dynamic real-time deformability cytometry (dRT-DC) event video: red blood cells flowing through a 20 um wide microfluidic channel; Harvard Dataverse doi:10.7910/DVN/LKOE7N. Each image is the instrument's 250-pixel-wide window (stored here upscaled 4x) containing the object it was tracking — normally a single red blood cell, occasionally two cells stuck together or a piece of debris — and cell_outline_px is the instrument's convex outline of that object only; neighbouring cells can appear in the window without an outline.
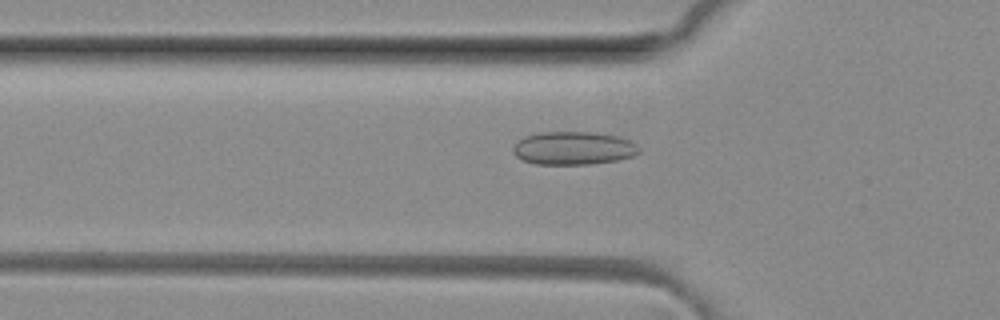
{"species": "common noctule bat (a hibernating species)", "species_latin": "Nyctalus noctula", "temperature_condition": "room temperature", "stored_images_in_passage": 49, "camera_frame_rate_fps": 3000, "um_per_image_px": 0.085, "animal": {"sex": "female", "body_mass_g": 29.2, "forearm_length_mm": 56.3}, "frame": {"image": 1, "passage_image": 16, "time_ms": 5.0, "image_size_px": [1000, 320], "cell_outline_px": [[640, 152], [632, 156], [616, 160], [588, 164], [536, 164], [524, 160], [516, 156], [512, 152], [512, 148], [516, 140], [524, 136], [540, 132], [592, 132], [616, 136], [632, 140], [640, 148]], "centroid_in_image_um": [48.72, 12.58], "position_along_channel_um": 77.1, "area_um2": 24.45}}
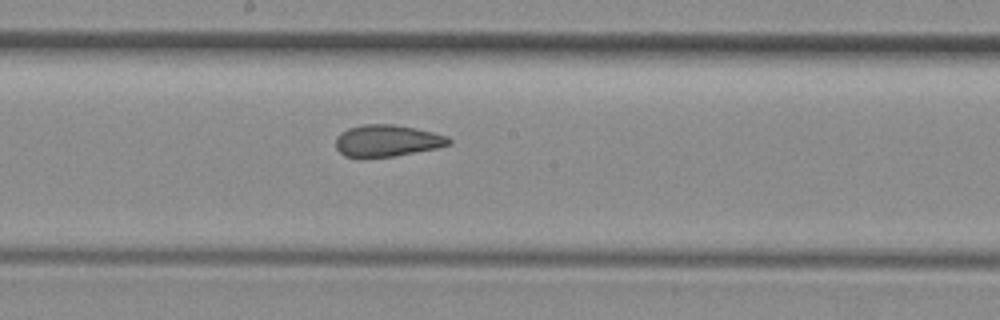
{"frame": {"image": 2, "passage_image": 26, "time_ms": 8.333, "image_size_px": [1000, 320], "cell_outline_px": [[452, 144], [436, 148], [392, 156], [364, 160], [360, 160], [344, 156], [336, 148], [336, 136], [348, 128], [364, 124], [392, 124], [416, 128], [448, 136], [452, 140]], "centroid_in_image_um": [32.86, 11.99], "position_along_channel_um": 215.3, "area_um2": 21.39}}
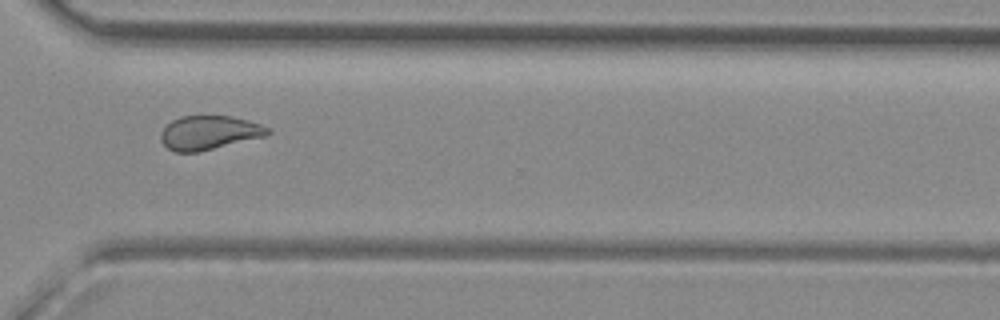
{"frame": {"image": 3, "passage_image": 36, "time_ms": 11.667, "image_size_px": [1000, 320], "cell_outline_px": [[272, 132], [268, 136], [200, 152], [176, 152], [168, 148], [160, 140], [160, 132], [172, 120], [180, 116], [232, 116], [248, 120], [260, 124], [268, 128]], "centroid_in_image_um": [17.8, 11.28], "position_along_channel_um": 352.8, "area_um2": 21.39}, "authors_computed_cell_mechanics": {"area_um2": 22.253, "velocity_mm_per_s": 4.1334, "shape_relaxation_time_tau1_ms": null, "shape_relaxation_time_tau2_ms": 1.4023, "deformation_change_tau1": null, "deformation_change_tau2": 0.0646}}